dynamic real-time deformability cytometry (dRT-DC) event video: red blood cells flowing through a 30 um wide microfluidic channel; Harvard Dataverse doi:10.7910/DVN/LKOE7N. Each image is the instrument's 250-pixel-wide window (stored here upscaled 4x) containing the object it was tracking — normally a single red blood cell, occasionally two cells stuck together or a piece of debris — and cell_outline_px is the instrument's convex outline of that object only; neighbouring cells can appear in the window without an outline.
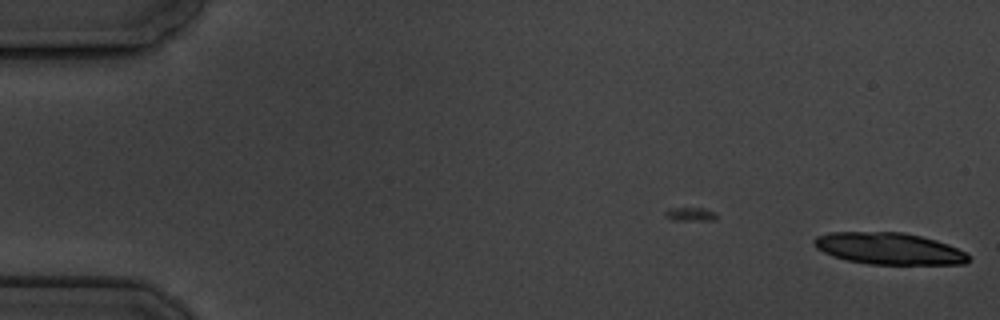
{"species": "common noctule bat (a hibernating species)", "species_latin": "Nyctalus noctula", "temperature_condition": "cold", "stored_images_in_passage": 3, "camera_frame_rate_fps": 3000, "um_per_image_px": 0.085, "animal": {"sex": "male", "body_mass_g": 19.5, "forearm_length_mm": 54.6}, "frame": {"image": 1, "passage_image": 3, "time_ms": 2.333, "image_size_px": [1000, 320], "cell_outline_px": [[972, 256], [964, 264], [868, 264], [848, 260], [832, 256], [816, 248], [812, 240], [816, 236], [832, 232], [904, 232], [936, 240], [948, 244]], "centroid_in_image_um": [75.55, 21.12], "position_along_channel_um": 9.5, "area_um2": 28.5}}